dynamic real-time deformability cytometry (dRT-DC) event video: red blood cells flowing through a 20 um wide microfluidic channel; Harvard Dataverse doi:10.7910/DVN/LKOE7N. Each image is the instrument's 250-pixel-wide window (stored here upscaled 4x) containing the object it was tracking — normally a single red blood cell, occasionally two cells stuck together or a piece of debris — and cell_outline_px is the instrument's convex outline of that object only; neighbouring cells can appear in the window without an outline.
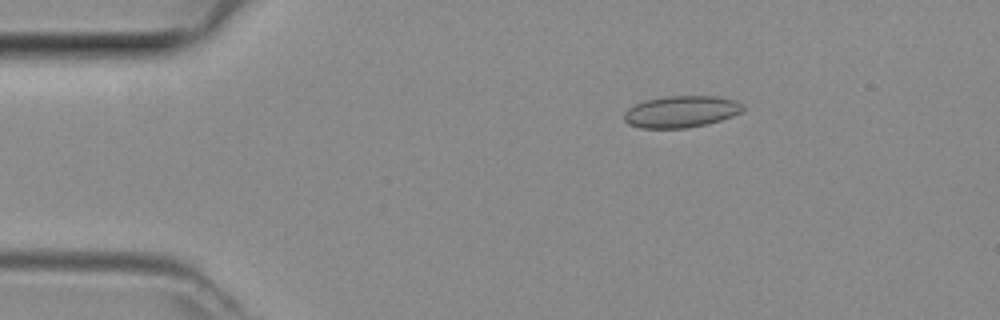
{"species": "common noctule bat (a hibernating species)", "species_latin": "Nyctalus noctula", "temperature_condition": "room temperature", "stored_images_in_passage": 41, "camera_frame_rate_fps": 3000, "um_per_image_px": 0.085, "animal": {"sex": "female", "body_mass_g": 29.2, "forearm_length_mm": 56.3}, "frame": {"image": 1, "passage_image": 2, "time_ms": 0.333, "image_size_px": [1000, 320], "cell_outline_px": [[744, 108], [740, 112], [732, 116], [708, 124], [684, 128], [640, 128], [628, 124], [624, 120], [624, 112], [628, 108], [644, 100], [668, 96], [720, 96], [736, 100], [744, 104]], "centroid_in_image_um": [57.9, 9.48], "position_along_channel_um": 27.1, "area_um2": 22.08}}
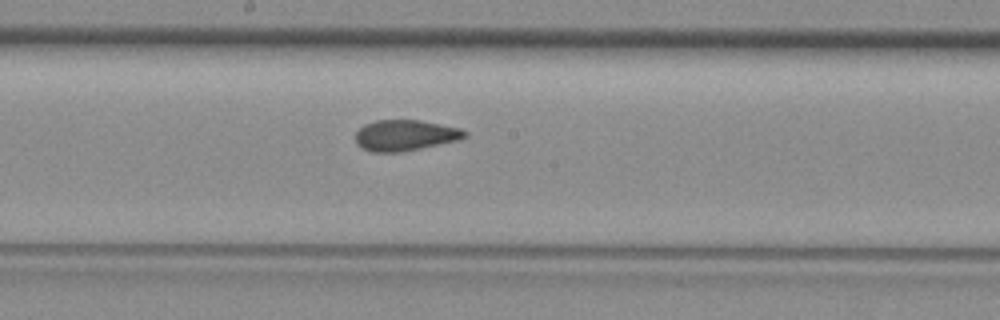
{"frame": {"image": 2, "passage_image": 19, "time_ms": 6.0, "image_size_px": [1000, 320], "cell_outline_px": [[468, 136], [460, 140], [400, 152], [372, 152], [360, 148], [356, 144], [356, 132], [364, 124], [376, 120], [420, 120], [460, 128], [468, 132]], "centroid_in_image_um": [34.44, 11.5], "position_along_channel_um": 213.8, "area_um2": 19.77}}
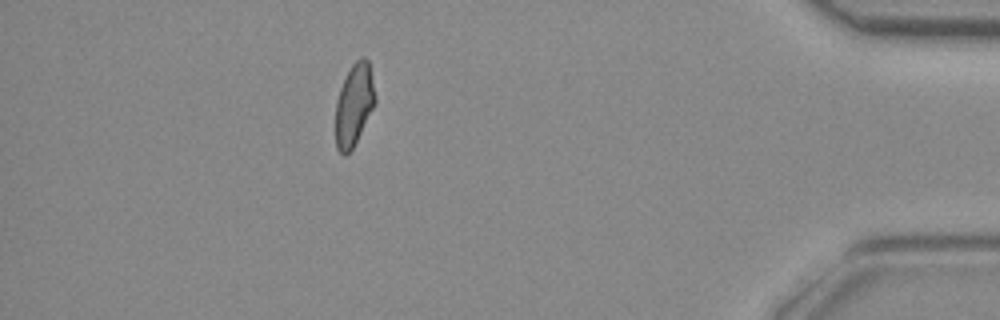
{"frame": {"image": 3, "passage_image": 36, "time_ms": 11.667, "image_size_px": [1000, 320], "cell_outline_px": [[376, 100], [352, 148], [344, 156], [336, 148], [336, 100], [340, 88], [352, 64], [360, 56], [364, 56], [368, 60], [376, 96]], "centroid_in_image_um": [30.08, 8.86], "position_along_channel_um": 405.1, "area_um2": 18.5}}